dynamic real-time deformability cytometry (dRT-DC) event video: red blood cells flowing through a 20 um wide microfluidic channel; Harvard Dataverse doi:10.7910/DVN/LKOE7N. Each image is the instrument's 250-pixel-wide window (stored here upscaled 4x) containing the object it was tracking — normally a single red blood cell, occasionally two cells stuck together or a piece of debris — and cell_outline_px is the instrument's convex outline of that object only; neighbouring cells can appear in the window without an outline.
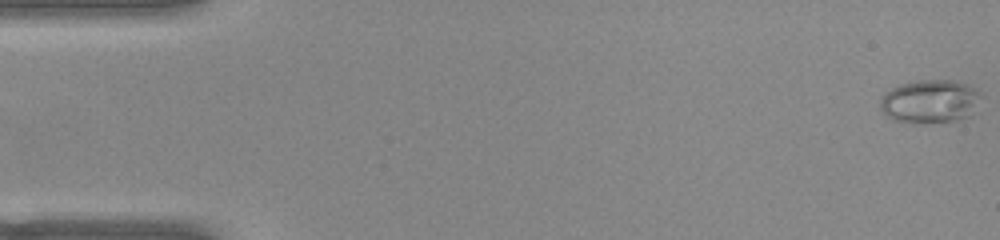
{"species": "common noctule bat (a hibernating species)", "species_latin": "Nyctalus noctula", "temperature_condition": "warm", "stored_images_in_passage": 52, "camera_frame_rate_fps": 3000, "um_per_image_px": 0.085, "animal": {"sex": "female", "body_mass_g": 22.0, "forearm_length_mm": 56.7}, "frame": {"image": 1, "passage_image": 1, "time_ms": 0.0, "image_size_px": [1000, 240], "cell_outline_px": [[976, 92], [968, 116], [952, 120], [924, 124], [908, 124], [892, 120], [880, 108], [880, 96], [884, 92], [900, 84], [916, 80], [952, 80], [964, 84], [972, 88]], "centroid_in_image_um": [78.84, 8.63], "position_along_channel_um": 6.2, "area_um2": 24.8}}
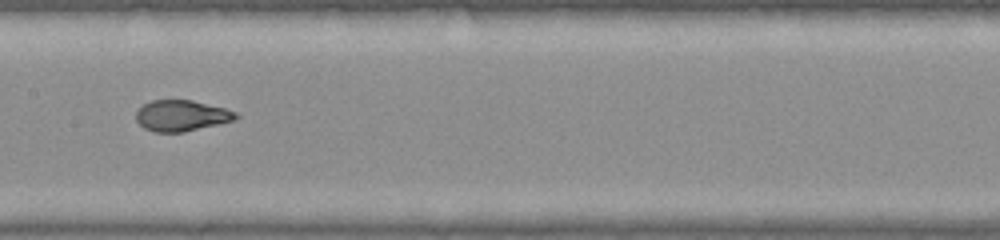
{"frame": {"image": 2, "passage_image": 26, "time_ms": 8.333, "image_size_px": [1000, 240], "cell_outline_px": [[240, 116], [232, 120], [184, 132], [156, 132], [144, 128], [136, 120], [136, 112], [144, 104], [152, 100], [192, 100], [224, 108], [236, 112]], "centroid_in_image_um": [15.4, 9.82], "position_along_channel_um": 192.0, "area_um2": 17.74}}
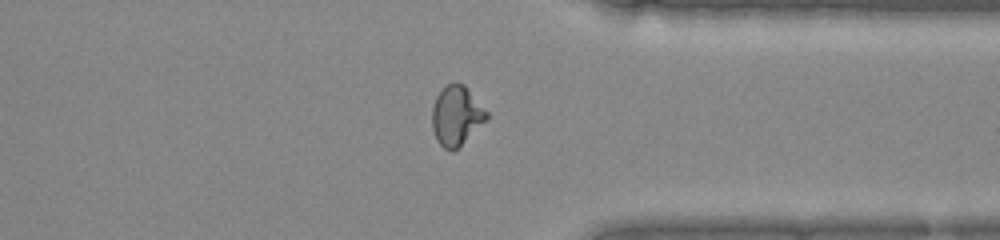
{"frame": {"image": 3, "passage_image": 40, "time_ms": 13.0, "image_size_px": [1000, 240], "cell_outline_px": [[488, 120], [452, 152], [444, 148], [436, 140], [432, 128], [432, 108], [436, 96], [448, 84], [456, 80], [464, 84], [488, 112]], "centroid_in_image_um": [38.8, 9.82], "position_along_channel_um": 372.6, "area_um2": 19.02}, "authors_computed_cell_mechanics": {"area_um2": 19.0162, "velocity_mm_per_s": 3.959, "shape_relaxation_time_tau1_ms": 9.4078, "shape_relaxation_time_tau2_ms": null, "deformation_change_tau1": 0.3294, "deformation_change_tau2": null}}